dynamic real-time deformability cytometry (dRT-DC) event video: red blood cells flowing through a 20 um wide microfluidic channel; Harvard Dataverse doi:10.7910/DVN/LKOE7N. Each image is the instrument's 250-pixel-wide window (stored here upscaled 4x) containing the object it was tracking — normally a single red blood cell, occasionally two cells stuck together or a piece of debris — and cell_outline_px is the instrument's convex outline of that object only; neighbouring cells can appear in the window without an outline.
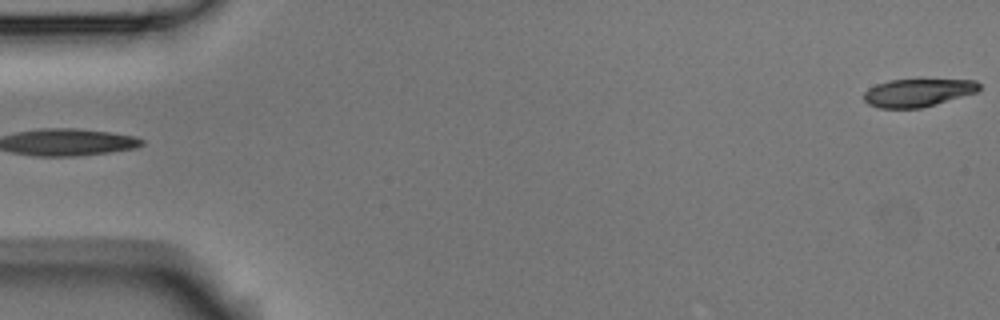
{"species": "Egyptian fruit bat (a non-hibernating species)", "species_latin": "Rousettus aegyptiacus", "temperature_condition": "room temperature", "stored_images_in_passage": 5, "segment_of_instrument_passage": [2, 2], "camera_frame_rate_fps": 3000, "um_per_image_px": 0.085, "animal": {"sex": "male"}, "frame": {"image": 1, "passage_image": 5, "time_ms": 1.333, "image_size_px": [1000, 320], "cell_outline_px": [[980, 88], [976, 92], [936, 104], [920, 108], [880, 108], [868, 104], [864, 100], [864, 92], [868, 88], [876, 84], [888, 80], [976, 80], [980, 84]], "centroid_in_image_um": [77.98, 7.88], "position_along_channel_um": 7.0, "area_um2": 18.61}}